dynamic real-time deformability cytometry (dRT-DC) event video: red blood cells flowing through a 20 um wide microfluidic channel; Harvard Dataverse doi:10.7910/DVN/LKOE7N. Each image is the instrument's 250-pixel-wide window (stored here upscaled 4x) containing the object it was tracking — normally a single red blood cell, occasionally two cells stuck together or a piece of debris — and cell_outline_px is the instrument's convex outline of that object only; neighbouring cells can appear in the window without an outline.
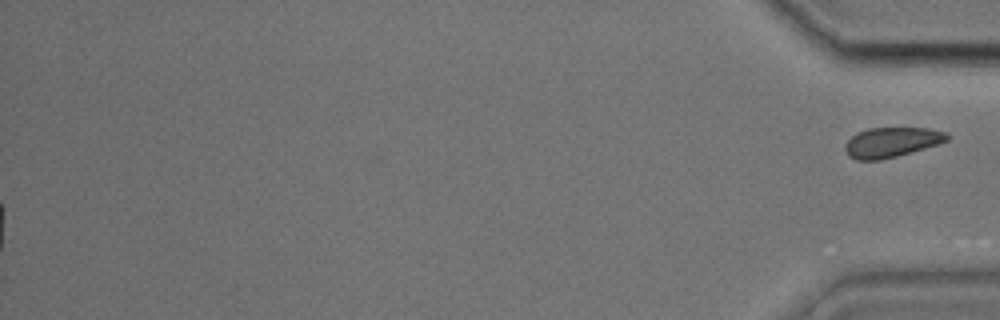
{"species": "common noctule bat (a hibernating species)", "species_latin": "Nyctalus noctula", "temperature_condition": "cold", "stored_images_in_passage": 41, "segment_of_instrument_passage": [2, 2], "camera_frame_rate_fps": 3000, "um_per_image_px": 0.085, "animal": {"sex": "male", "body_mass_g": 17.9, "forearm_length_mm": 54.2}, "frame": {"image": 1, "passage_image": 41, "time_ms": 13.333, "image_size_px": [1000, 320], "cell_outline_px": [[948, 140], [940, 144], [896, 156], [880, 160], [856, 160], [848, 156], [844, 148], [844, 144], [852, 136], [868, 128], [928, 128], [944, 132], [948, 136]], "centroid_in_image_um": [75.76, 12.1], "position_along_channel_um": 359.4, "area_um2": 17.69}}